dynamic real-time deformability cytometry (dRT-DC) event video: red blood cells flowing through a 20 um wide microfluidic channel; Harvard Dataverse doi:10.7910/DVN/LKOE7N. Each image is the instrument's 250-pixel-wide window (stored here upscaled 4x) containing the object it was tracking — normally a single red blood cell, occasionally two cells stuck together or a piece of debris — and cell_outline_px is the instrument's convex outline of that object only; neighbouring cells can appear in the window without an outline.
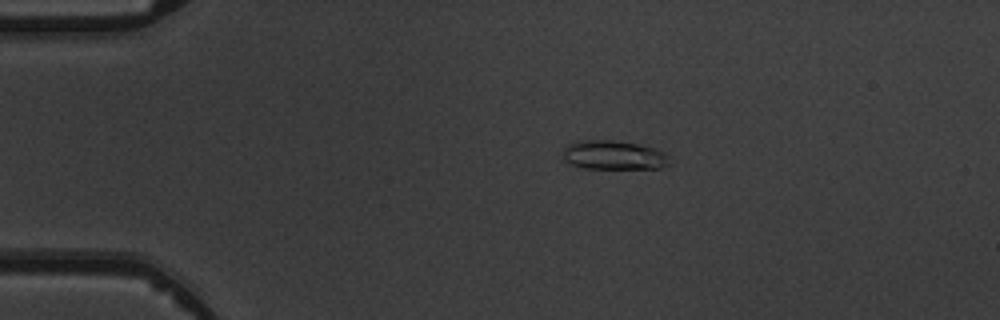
{"species": "common noctule bat (a hibernating species)", "species_latin": "Nyctalus noctula", "temperature_condition": "warm", "stored_images_in_passage": 6, "camera_frame_rate_fps": 3000, "um_per_image_px": 0.085, "animal": {"sex": "male", "body_mass_g": 19.5, "forearm_length_mm": 54.6}, "frame": {"image": 1, "passage_image": 4, "time_ms": 3.333, "image_size_px": [1000, 320], "cell_outline_px": [[668, 164], [660, 168], [580, 168], [568, 164], [564, 160], [564, 148], [568, 144], [580, 140], [612, 140], [636, 144], [656, 148], [664, 152]], "centroid_in_image_um": [52.09, 13.18], "position_along_channel_um": 32.9, "area_um2": 17.92}}